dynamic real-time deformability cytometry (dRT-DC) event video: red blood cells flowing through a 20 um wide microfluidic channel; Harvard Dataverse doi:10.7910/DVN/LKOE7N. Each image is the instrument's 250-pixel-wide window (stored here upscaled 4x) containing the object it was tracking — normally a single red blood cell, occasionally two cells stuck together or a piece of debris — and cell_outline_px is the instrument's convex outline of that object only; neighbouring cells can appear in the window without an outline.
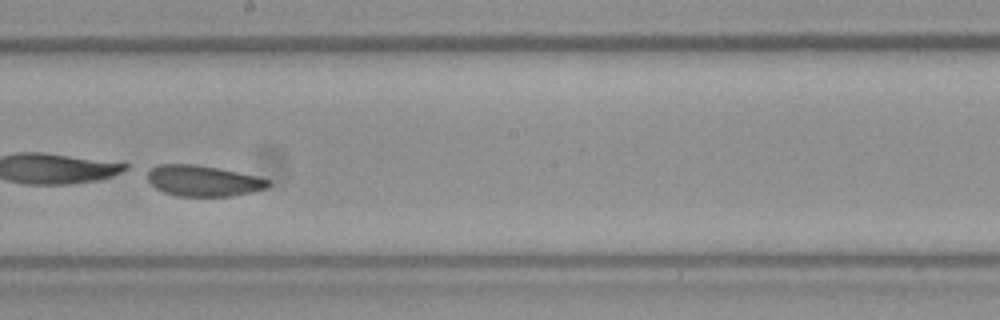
{"species": "Egyptian fruit bat (a non-hibernating species)", "species_latin": "Rousettus aegyptiacus", "temperature_condition": "room temperature", "stored_images_in_passage": 44, "camera_frame_rate_fps": 3000, "um_per_image_px": 0.085, "frame": {"image": 1, "passage_image": 26, "time_ms": 8.333, "image_size_px": [1000, 320], "cell_outline_px": [[272, 184], [268, 188], [252, 192], [232, 196], [180, 196], [164, 192], [156, 188], [148, 180], [148, 172], [156, 164], [196, 164], [256, 176], [272, 180]], "centroid_in_image_um": [17.31, 15.37], "position_along_channel_um": 230.9, "area_um2": 21.68}}